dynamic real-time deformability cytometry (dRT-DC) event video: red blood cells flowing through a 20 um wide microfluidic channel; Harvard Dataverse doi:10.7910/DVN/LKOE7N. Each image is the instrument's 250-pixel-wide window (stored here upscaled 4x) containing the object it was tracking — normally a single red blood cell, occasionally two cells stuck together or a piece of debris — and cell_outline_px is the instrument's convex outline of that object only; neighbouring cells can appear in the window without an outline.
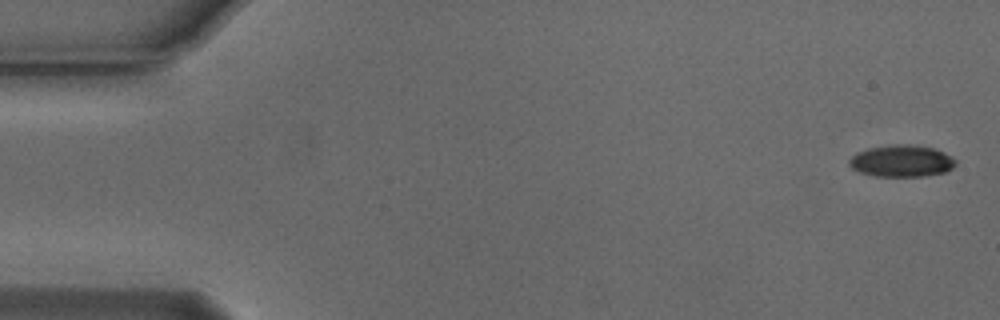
{"species": "Egyptian fruit bat (a non-hibernating species)", "species_latin": "Rousettus aegyptiacus", "temperature_condition": "cold", "stored_images_in_passage": 5, "camera_frame_rate_fps": 3000, "um_per_image_px": 0.085, "animal": {"sex": "male"}, "frame": {"image": 1, "passage_image": 1, "time_ms": 0.0, "image_size_px": [1000, 320], "cell_outline_px": [[956, 164], [952, 168], [944, 172], [924, 176], [876, 176], [860, 172], [852, 168], [848, 164], [848, 160], [856, 152], [868, 148], [896, 144], [904, 144], [936, 148], [952, 156], [956, 160]], "centroid_in_image_um": [76.64, 13.68], "position_along_channel_um": 8.4, "area_um2": 19.77}}
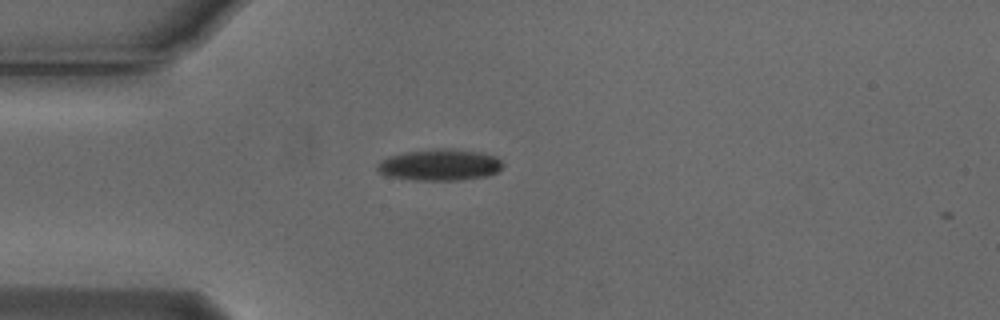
{"frame": {"image": 2, "passage_image": 4, "time_ms": 1.0, "image_size_px": [1000, 320], "cell_outline_px": [[504, 164], [496, 172], [488, 176], [460, 180], [412, 180], [384, 176], [376, 168], [376, 164], [388, 156], [404, 152], [444, 148], [480, 152], [496, 156]], "centroid_in_image_um": [37.35, 14.02], "position_along_channel_um": 47.7, "area_um2": 23.06}}